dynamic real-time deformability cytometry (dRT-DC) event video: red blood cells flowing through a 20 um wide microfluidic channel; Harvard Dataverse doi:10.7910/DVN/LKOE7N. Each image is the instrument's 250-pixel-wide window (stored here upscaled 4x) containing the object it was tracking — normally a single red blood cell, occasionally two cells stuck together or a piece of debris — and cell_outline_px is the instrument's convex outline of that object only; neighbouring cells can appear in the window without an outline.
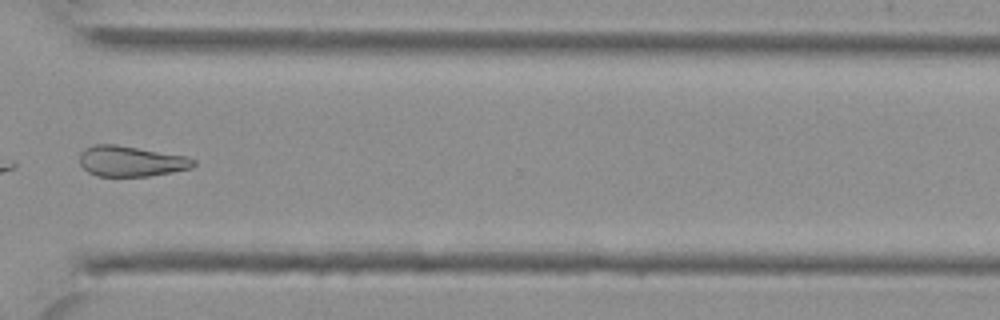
{"species": "Egyptian fruit bat (a non-hibernating species)", "species_latin": "Rousettus aegyptiacus", "temperature_condition": "cold", "stored_images_in_passage": 27, "camera_frame_rate_fps": 3000, "um_per_image_px": 0.085, "animal": {"sex": "female"}, "frame": {"image": 1, "passage_image": 20, "time_ms": 6.333, "image_size_px": [1000, 320], "cell_outline_px": [[196, 164], [192, 168], [172, 172], [148, 176], [96, 176], [88, 172], [80, 164], [80, 152], [84, 148], [96, 144], [116, 144], [188, 156], [196, 160]], "centroid_in_image_um": [11.15, 13.7], "position_along_channel_um": 359.5, "area_um2": 20.46}}